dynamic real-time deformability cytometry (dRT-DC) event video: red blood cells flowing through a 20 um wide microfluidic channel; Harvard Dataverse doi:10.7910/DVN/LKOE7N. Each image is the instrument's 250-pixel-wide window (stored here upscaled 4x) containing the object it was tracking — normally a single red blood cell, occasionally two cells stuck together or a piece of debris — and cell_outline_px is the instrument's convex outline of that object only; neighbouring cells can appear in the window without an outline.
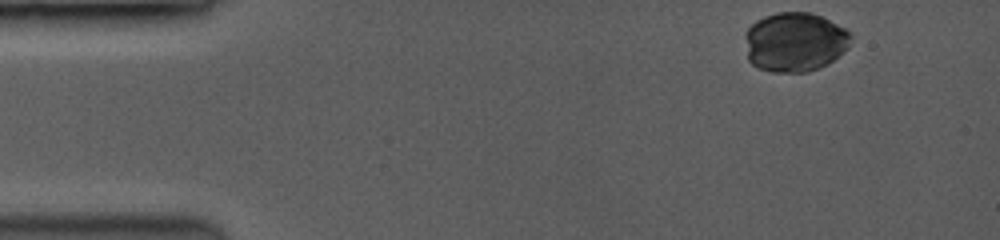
{"species": "common noctule bat (a hibernating species)", "species_latin": "Nyctalus noctula", "temperature_condition": "room temperature", "stored_images_in_passage": 38, "camera_frame_rate_fps": 3500, "um_per_image_px": 0.085, "animal": {"sex": "female", "body_mass_g": 19.0, "forearm_length_mm": 53.3}, "frame": {"image": 1, "passage_image": 1, "time_ms": 0.0, "image_size_px": [1000, 240], "cell_outline_px": [[852, 36], [848, 44], [832, 60], [816, 68], [804, 72], [776, 72], [760, 68], [752, 64], [748, 60], [748, 28], [756, 20], [780, 12], [808, 12], [820, 16], [844, 28]], "centroid_in_image_um": [67.55, 3.56], "position_along_channel_um": 17.5, "area_um2": 35.43}}